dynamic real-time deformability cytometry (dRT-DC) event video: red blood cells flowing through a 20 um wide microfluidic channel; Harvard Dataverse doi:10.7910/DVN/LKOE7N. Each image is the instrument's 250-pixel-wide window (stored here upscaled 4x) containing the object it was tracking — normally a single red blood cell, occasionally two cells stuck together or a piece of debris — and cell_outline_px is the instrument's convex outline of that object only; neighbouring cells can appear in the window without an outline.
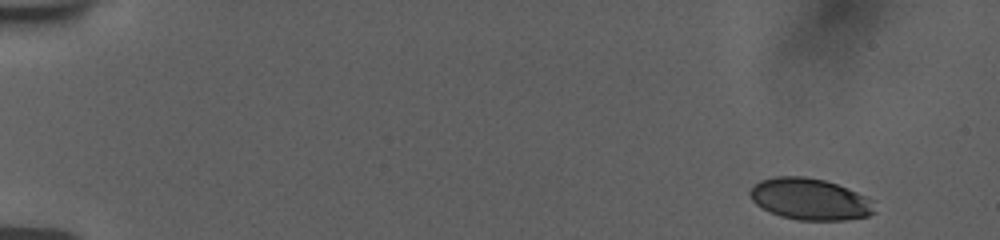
{"species": "human", "species_latin": "Homo sapiens", "temperature_condition": "room temperature", "stored_images_in_passage": 7, "camera_frame_rate_fps": 3000, "um_per_image_px": 0.085, "donor": {"sex": "female"}, "frame": {"image": 1, "passage_image": 1, "time_ms": 0.0, "image_size_px": [1000, 240], "cell_outline_px": [[876, 212], [868, 216], [844, 220], [796, 220], [780, 216], [756, 204], [752, 200], [748, 192], [760, 180], [776, 176], [804, 176], [824, 180], [848, 188], [872, 200]], "centroid_in_image_um": [68.85, 16.93], "position_along_channel_um": 16.2, "area_um2": 30.06}}
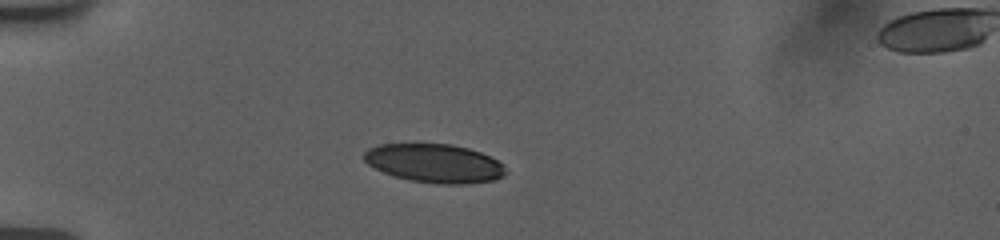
{"frame": {"image": 2, "passage_image": 5, "time_ms": 4.0, "image_size_px": [1000, 240], "cell_outline_px": [[508, 172], [504, 176], [496, 180], [460, 184], [440, 184], [412, 180], [392, 176], [368, 164], [364, 160], [364, 152], [368, 148], [380, 144], [452, 144], [468, 148], [480, 152], [504, 164]], "centroid_in_image_um": [36.96, 13.88], "position_along_channel_um": 48.0, "area_um2": 31.91}}
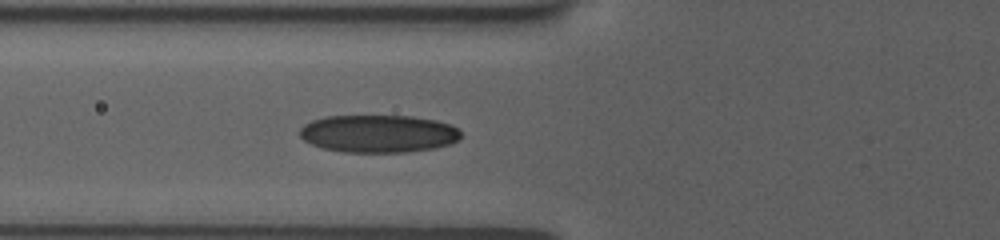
{"frame": {"image": 3, "passage_image": 7, "time_ms": 6.0, "image_size_px": [1000, 240], "cell_outline_px": [[464, 136], [460, 140], [452, 144], [436, 148], [404, 152], [344, 152], [324, 148], [312, 144], [304, 140], [300, 136], [300, 128], [304, 124], [312, 120], [324, 116], [412, 116], [436, 120], [452, 124]], "centroid_in_image_um": [32.21, 11.36], "position_along_channel_um": 93.6, "area_um2": 35.66}}